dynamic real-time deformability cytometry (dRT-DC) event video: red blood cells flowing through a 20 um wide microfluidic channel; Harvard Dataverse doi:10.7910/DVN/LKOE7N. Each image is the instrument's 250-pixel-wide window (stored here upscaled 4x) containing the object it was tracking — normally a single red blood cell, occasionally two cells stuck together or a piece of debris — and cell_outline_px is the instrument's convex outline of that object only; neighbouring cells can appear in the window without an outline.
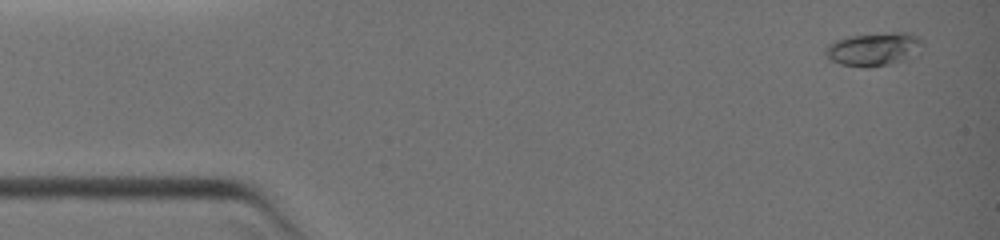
{"species": "common noctule bat (a hibernating species)", "species_latin": "Nyctalus noctula", "temperature_condition": "warm", "stored_images_in_passage": 10, "camera_frame_rate_fps": 3000, "um_per_image_px": 0.085, "animal": {"sex": "female", "body_mass_g": 19.0, "forearm_length_mm": 51.5}, "frame": {"image": 1, "passage_image": 1, "time_ms": 0.0, "image_size_px": [1000, 240], "cell_outline_px": [[924, 40], [920, 56], [888, 64], [868, 68], [864, 68], [840, 64], [828, 60], [824, 52], [824, 48], [828, 44], [836, 40], [848, 36], [888, 32], [908, 32], [920, 36]], "centroid_in_image_um": [74.33, 4.18], "position_along_channel_um": 10.7, "area_um2": 19.65}}
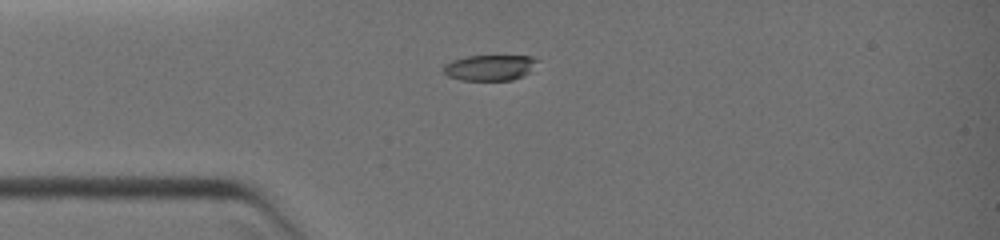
{"frame": {"image": 2, "passage_image": 7, "time_ms": 2.667, "image_size_px": [1000, 240], "cell_outline_px": [[540, 60], [532, 72], [524, 76], [512, 80], [460, 80], [448, 76], [444, 72], [444, 64], [452, 60], [464, 56], [532, 56]], "centroid_in_image_um": [41.69, 5.75], "position_along_channel_um": 43.3, "area_um2": 14.33}}
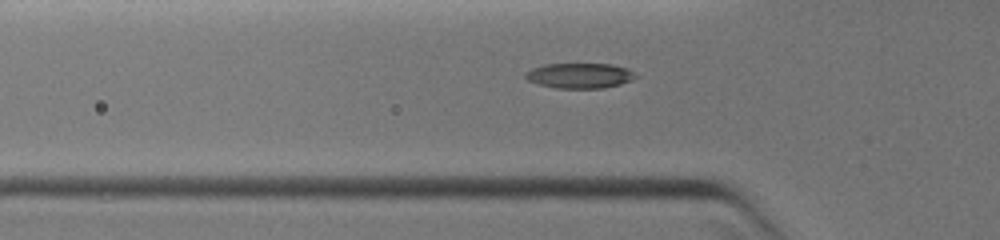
{"frame": {"image": 3, "passage_image": 9, "time_ms": 3.667, "image_size_px": [1000, 240], "cell_outline_px": [[640, 76], [632, 80], [620, 84], [604, 88], [556, 88], [536, 84], [528, 80], [524, 76], [524, 72], [532, 68], [544, 64], [612, 64], [628, 68]], "centroid_in_image_um": [49.28, 6.43], "position_along_channel_um": 76.5, "area_um2": 16.42}}